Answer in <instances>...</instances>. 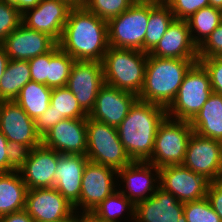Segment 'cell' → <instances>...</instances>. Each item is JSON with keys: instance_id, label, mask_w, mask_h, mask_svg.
Instances as JSON below:
<instances>
[{"instance_id": "6da1fadb", "label": "cell", "mask_w": 222, "mask_h": 222, "mask_svg": "<svg viewBox=\"0 0 222 222\" xmlns=\"http://www.w3.org/2000/svg\"><path fill=\"white\" fill-rule=\"evenodd\" d=\"M57 44L75 60L102 62L109 48L107 21L83 6L73 7Z\"/></svg>"}, {"instance_id": "7a4b0ae2", "label": "cell", "mask_w": 222, "mask_h": 222, "mask_svg": "<svg viewBox=\"0 0 222 222\" xmlns=\"http://www.w3.org/2000/svg\"><path fill=\"white\" fill-rule=\"evenodd\" d=\"M166 108L137 99L116 127L121 143L132 161H147L153 152L159 124Z\"/></svg>"}, {"instance_id": "3957f363", "label": "cell", "mask_w": 222, "mask_h": 222, "mask_svg": "<svg viewBox=\"0 0 222 222\" xmlns=\"http://www.w3.org/2000/svg\"><path fill=\"white\" fill-rule=\"evenodd\" d=\"M195 62L198 59L161 58L148 54L144 84L138 99L167 108Z\"/></svg>"}, {"instance_id": "277c9868", "label": "cell", "mask_w": 222, "mask_h": 222, "mask_svg": "<svg viewBox=\"0 0 222 222\" xmlns=\"http://www.w3.org/2000/svg\"><path fill=\"white\" fill-rule=\"evenodd\" d=\"M148 53L136 49L109 46L102 60L104 83L140 94L145 77Z\"/></svg>"}, {"instance_id": "5b68a950", "label": "cell", "mask_w": 222, "mask_h": 222, "mask_svg": "<svg viewBox=\"0 0 222 222\" xmlns=\"http://www.w3.org/2000/svg\"><path fill=\"white\" fill-rule=\"evenodd\" d=\"M212 92L207 70L199 61L195 62L185 74L173 102L166 108L167 117L190 122Z\"/></svg>"}, {"instance_id": "8992f818", "label": "cell", "mask_w": 222, "mask_h": 222, "mask_svg": "<svg viewBox=\"0 0 222 222\" xmlns=\"http://www.w3.org/2000/svg\"><path fill=\"white\" fill-rule=\"evenodd\" d=\"M87 151L89 161L119 170L132 162L120 141L117 129L87 117Z\"/></svg>"}, {"instance_id": "52a82bcc", "label": "cell", "mask_w": 222, "mask_h": 222, "mask_svg": "<svg viewBox=\"0 0 222 222\" xmlns=\"http://www.w3.org/2000/svg\"><path fill=\"white\" fill-rule=\"evenodd\" d=\"M192 133L189 121L172 120L166 116L158 126L154 149L147 161L158 168L183 164Z\"/></svg>"}, {"instance_id": "ba28073f", "label": "cell", "mask_w": 222, "mask_h": 222, "mask_svg": "<svg viewBox=\"0 0 222 222\" xmlns=\"http://www.w3.org/2000/svg\"><path fill=\"white\" fill-rule=\"evenodd\" d=\"M148 21L149 3L134 2L128 10L107 22L109 46L144 52Z\"/></svg>"}, {"instance_id": "9c48e42d", "label": "cell", "mask_w": 222, "mask_h": 222, "mask_svg": "<svg viewBox=\"0 0 222 222\" xmlns=\"http://www.w3.org/2000/svg\"><path fill=\"white\" fill-rule=\"evenodd\" d=\"M183 165L210 182L222 180V142L193 131Z\"/></svg>"}, {"instance_id": "30bf717a", "label": "cell", "mask_w": 222, "mask_h": 222, "mask_svg": "<svg viewBox=\"0 0 222 222\" xmlns=\"http://www.w3.org/2000/svg\"><path fill=\"white\" fill-rule=\"evenodd\" d=\"M160 188L171 193L180 202H190L207 196L210 181L185 167L183 164L159 168Z\"/></svg>"}, {"instance_id": "8fae6325", "label": "cell", "mask_w": 222, "mask_h": 222, "mask_svg": "<svg viewBox=\"0 0 222 222\" xmlns=\"http://www.w3.org/2000/svg\"><path fill=\"white\" fill-rule=\"evenodd\" d=\"M104 84L102 62L75 60L66 87L89 115L94 108L97 94Z\"/></svg>"}, {"instance_id": "7c38bea8", "label": "cell", "mask_w": 222, "mask_h": 222, "mask_svg": "<svg viewBox=\"0 0 222 222\" xmlns=\"http://www.w3.org/2000/svg\"><path fill=\"white\" fill-rule=\"evenodd\" d=\"M72 8L65 0H41L36 7L22 13V23L30 29L47 33L58 42Z\"/></svg>"}, {"instance_id": "4fadbf2b", "label": "cell", "mask_w": 222, "mask_h": 222, "mask_svg": "<svg viewBox=\"0 0 222 222\" xmlns=\"http://www.w3.org/2000/svg\"><path fill=\"white\" fill-rule=\"evenodd\" d=\"M117 175V170L88 161L82 175L81 192L79 202L74 209L81 207L82 211H93L102 201H104L114 191L115 182L113 176Z\"/></svg>"}, {"instance_id": "5bb4252c", "label": "cell", "mask_w": 222, "mask_h": 222, "mask_svg": "<svg viewBox=\"0 0 222 222\" xmlns=\"http://www.w3.org/2000/svg\"><path fill=\"white\" fill-rule=\"evenodd\" d=\"M87 118H66L41 138V144L60 154L86 155Z\"/></svg>"}, {"instance_id": "9a60e30c", "label": "cell", "mask_w": 222, "mask_h": 222, "mask_svg": "<svg viewBox=\"0 0 222 222\" xmlns=\"http://www.w3.org/2000/svg\"><path fill=\"white\" fill-rule=\"evenodd\" d=\"M25 210L35 222H57L77 213L54 187L29 189Z\"/></svg>"}, {"instance_id": "2e32d148", "label": "cell", "mask_w": 222, "mask_h": 222, "mask_svg": "<svg viewBox=\"0 0 222 222\" xmlns=\"http://www.w3.org/2000/svg\"><path fill=\"white\" fill-rule=\"evenodd\" d=\"M0 132L8 141L25 144L30 149L41 145L35 120L15 100L0 101Z\"/></svg>"}, {"instance_id": "e0dca14e", "label": "cell", "mask_w": 222, "mask_h": 222, "mask_svg": "<svg viewBox=\"0 0 222 222\" xmlns=\"http://www.w3.org/2000/svg\"><path fill=\"white\" fill-rule=\"evenodd\" d=\"M57 42L47 33L28 28L21 23L2 43L10 60H30L49 52Z\"/></svg>"}, {"instance_id": "ac0fdd59", "label": "cell", "mask_w": 222, "mask_h": 222, "mask_svg": "<svg viewBox=\"0 0 222 222\" xmlns=\"http://www.w3.org/2000/svg\"><path fill=\"white\" fill-rule=\"evenodd\" d=\"M137 99L138 96L134 93L104 84L100 88L94 108L88 116L116 128Z\"/></svg>"}, {"instance_id": "d6986e66", "label": "cell", "mask_w": 222, "mask_h": 222, "mask_svg": "<svg viewBox=\"0 0 222 222\" xmlns=\"http://www.w3.org/2000/svg\"><path fill=\"white\" fill-rule=\"evenodd\" d=\"M135 222H187L184 203L158 188L149 198L135 204Z\"/></svg>"}, {"instance_id": "ffe728a7", "label": "cell", "mask_w": 222, "mask_h": 222, "mask_svg": "<svg viewBox=\"0 0 222 222\" xmlns=\"http://www.w3.org/2000/svg\"><path fill=\"white\" fill-rule=\"evenodd\" d=\"M59 153L42 144L30 150L28 159L18 170L27 189L54 187Z\"/></svg>"}, {"instance_id": "44dd1931", "label": "cell", "mask_w": 222, "mask_h": 222, "mask_svg": "<svg viewBox=\"0 0 222 222\" xmlns=\"http://www.w3.org/2000/svg\"><path fill=\"white\" fill-rule=\"evenodd\" d=\"M154 170L156 177L152 172ZM152 174V175H151ZM155 178H154V177ZM120 177L126 185L125 189L120 192L125 195L134 204L145 200L152 196L160 187V171L159 168L150 164L148 161H132L130 164L117 171V178ZM158 181V182H157ZM155 185H154V183ZM157 186V187H156ZM127 192V194H126ZM150 194H146L149 193Z\"/></svg>"}, {"instance_id": "7402d4cb", "label": "cell", "mask_w": 222, "mask_h": 222, "mask_svg": "<svg viewBox=\"0 0 222 222\" xmlns=\"http://www.w3.org/2000/svg\"><path fill=\"white\" fill-rule=\"evenodd\" d=\"M151 56L174 59H198V47L193 43L187 20L174 19Z\"/></svg>"}, {"instance_id": "603a6c76", "label": "cell", "mask_w": 222, "mask_h": 222, "mask_svg": "<svg viewBox=\"0 0 222 222\" xmlns=\"http://www.w3.org/2000/svg\"><path fill=\"white\" fill-rule=\"evenodd\" d=\"M88 161L86 155L59 153L54 188L74 206L79 202L82 175Z\"/></svg>"}, {"instance_id": "cb8c5ba5", "label": "cell", "mask_w": 222, "mask_h": 222, "mask_svg": "<svg viewBox=\"0 0 222 222\" xmlns=\"http://www.w3.org/2000/svg\"><path fill=\"white\" fill-rule=\"evenodd\" d=\"M190 125L198 135L222 142V95L212 92Z\"/></svg>"}, {"instance_id": "d4e9b609", "label": "cell", "mask_w": 222, "mask_h": 222, "mask_svg": "<svg viewBox=\"0 0 222 222\" xmlns=\"http://www.w3.org/2000/svg\"><path fill=\"white\" fill-rule=\"evenodd\" d=\"M27 186L19 171L0 173V217L25 209Z\"/></svg>"}, {"instance_id": "484cf974", "label": "cell", "mask_w": 222, "mask_h": 222, "mask_svg": "<svg viewBox=\"0 0 222 222\" xmlns=\"http://www.w3.org/2000/svg\"><path fill=\"white\" fill-rule=\"evenodd\" d=\"M32 81L29 63L26 60H9L0 79V101L15 100L21 89Z\"/></svg>"}, {"instance_id": "4316f807", "label": "cell", "mask_w": 222, "mask_h": 222, "mask_svg": "<svg viewBox=\"0 0 222 222\" xmlns=\"http://www.w3.org/2000/svg\"><path fill=\"white\" fill-rule=\"evenodd\" d=\"M52 88L34 81L28 82L15 99L17 104L36 120L50 106Z\"/></svg>"}, {"instance_id": "83f0119b", "label": "cell", "mask_w": 222, "mask_h": 222, "mask_svg": "<svg viewBox=\"0 0 222 222\" xmlns=\"http://www.w3.org/2000/svg\"><path fill=\"white\" fill-rule=\"evenodd\" d=\"M175 19L170 8L164 3H149V21L144 40V52L150 53Z\"/></svg>"}, {"instance_id": "f1b7e54d", "label": "cell", "mask_w": 222, "mask_h": 222, "mask_svg": "<svg viewBox=\"0 0 222 222\" xmlns=\"http://www.w3.org/2000/svg\"><path fill=\"white\" fill-rule=\"evenodd\" d=\"M221 22L222 9L208 6L198 10L187 19L193 43L199 47ZM195 31L198 36L193 34V32L196 33Z\"/></svg>"}, {"instance_id": "f546056e", "label": "cell", "mask_w": 222, "mask_h": 222, "mask_svg": "<svg viewBox=\"0 0 222 222\" xmlns=\"http://www.w3.org/2000/svg\"><path fill=\"white\" fill-rule=\"evenodd\" d=\"M74 62L75 59L62 51L58 44H56L50 50V62L48 65L46 86L50 88L66 86Z\"/></svg>"}, {"instance_id": "4dcf8cb0", "label": "cell", "mask_w": 222, "mask_h": 222, "mask_svg": "<svg viewBox=\"0 0 222 222\" xmlns=\"http://www.w3.org/2000/svg\"><path fill=\"white\" fill-rule=\"evenodd\" d=\"M128 209L131 217L135 220V204L116 189L104 201H102L92 212L102 222H120L118 217Z\"/></svg>"}, {"instance_id": "1f68e13d", "label": "cell", "mask_w": 222, "mask_h": 222, "mask_svg": "<svg viewBox=\"0 0 222 222\" xmlns=\"http://www.w3.org/2000/svg\"><path fill=\"white\" fill-rule=\"evenodd\" d=\"M50 106L59 117L66 118H87L88 114L80 107L73 93L66 87L52 88Z\"/></svg>"}, {"instance_id": "d6a6232c", "label": "cell", "mask_w": 222, "mask_h": 222, "mask_svg": "<svg viewBox=\"0 0 222 222\" xmlns=\"http://www.w3.org/2000/svg\"><path fill=\"white\" fill-rule=\"evenodd\" d=\"M133 3V0H85L83 7L108 22L128 10Z\"/></svg>"}, {"instance_id": "836d02e7", "label": "cell", "mask_w": 222, "mask_h": 222, "mask_svg": "<svg viewBox=\"0 0 222 222\" xmlns=\"http://www.w3.org/2000/svg\"><path fill=\"white\" fill-rule=\"evenodd\" d=\"M187 222H222L207 198L184 203Z\"/></svg>"}, {"instance_id": "e575fe53", "label": "cell", "mask_w": 222, "mask_h": 222, "mask_svg": "<svg viewBox=\"0 0 222 222\" xmlns=\"http://www.w3.org/2000/svg\"><path fill=\"white\" fill-rule=\"evenodd\" d=\"M22 23V13L0 0V45L5 38Z\"/></svg>"}, {"instance_id": "d590c367", "label": "cell", "mask_w": 222, "mask_h": 222, "mask_svg": "<svg viewBox=\"0 0 222 222\" xmlns=\"http://www.w3.org/2000/svg\"><path fill=\"white\" fill-rule=\"evenodd\" d=\"M175 19L187 20L198 10L210 6L209 0H165Z\"/></svg>"}, {"instance_id": "8d00e7d4", "label": "cell", "mask_w": 222, "mask_h": 222, "mask_svg": "<svg viewBox=\"0 0 222 222\" xmlns=\"http://www.w3.org/2000/svg\"><path fill=\"white\" fill-rule=\"evenodd\" d=\"M222 56V22L198 47V58Z\"/></svg>"}, {"instance_id": "74e56055", "label": "cell", "mask_w": 222, "mask_h": 222, "mask_svg": "<svg viewBox=\"0 0 222 222\" xmlns=\"http://www.w3.org/2000/svg\"><path fill=\"white\" fill-rule=\"evenodd\" d=\"M207 70L213 93L222 95V56L198 58Z\"/></svg>"}, {"instance_id": "f35d334b", "label": "cell", "mask_w": 222, "mask_h": 222, "mask_svg": "<svg viewBox=\"0 0 222 222\" xmlns=\"http://www.w3.org/2000/svg\"><path fill=\"white\" fill-rule=\"evenodd\" d=\"M49 62L50 51L28 60L32 81L46 85Z\"/></svg>"}, {"instance_id": "ab89813d", "label": "cell", "mask_w": 222, "mask_h": 222, "mask_svg": "<svg viewBox=\"0 0 222 222\" xmlns=\"http://www.w3.org/2000/svg\"><path fill=\"white\" fill-rule=\"evenodd\" d=\"M30 148L22 143L15 141H8L7 144V156L8 164L15 170L18 171L24 162L28 159Z\"/></svg>"}, {"instance_id": "60d3db41", "label": "cell", "mask_w": 222, "mask_h": 222, "mask_svg": "<svg viewBox=\"0 0 222 222\" xmlns=\"http://www.w3.org/2000/svg\"><path fill=\"white\" fill-rule=\"evenodd\" d=\"M63 119V117H59L57 112L52 109V106H49L48 109L35 120L37 134L42 138L52 127Z\"/></svg>"}, {"instance_id": "b9f144b4", "label": "cell", "mask_w": 222, "mask_h": 222, "mask_svg": "<svg viewBox=\"0 0 222 222\" xmlns=\"http://www.w3.org/2000/svg\"><path fill=\"white\" fill-rule=\"evenodd\" d=\"M206 198L222 221V180L209 183Z\"/></svg>"}, {"instance_id": "7bdbcfd3", "label": "cell", "mask_w": 222, "mask_h": 222, "mask_svg": "<svg viewBox=\"0 0 222 222\" xmlns=\"http://www.w3.org/2000/svg\"><path fill=\"white\" fill-rule=\"evenodd\" d=\"M8 140L5 136L0 132V173L1 172H12L15 171L8 164V156L6 153Z\"/></svg>"}, {"instance_id": "ee69618b", "label": "cell", "mask_w": 222, "mask_h": 222, "mask_svg": "<svg viewBox=\"0 0 222 222\" xmlns=\"http://www.w3.org/2000/svg\"><path fill=\"white\" fill-rule=\"evenodd\" d=\"M0 222H35L27 213V211L21 210L18 212H13L11 214H6L0 217Z\"/></svg>"}, {"instance_id": "f6af8a7d", "label": "cell", "mask_w": 222, "mask_h": 222, "mask_svg": "<svg viewBox=\"0 0 222 222\" xmlns=\"http://www.w3.org/2000/svg\"><path fill=\"white\" fill-rule=\"evenodd\" d=\"M83 213L81 216L74 215V222H102L92 211H84Z\"/></svg>"}, {"instance_id": "bcb514c9", "label": "cell", "mask_w": 222, "mask_h": 222, "mask_svg": "<svg viewBox=\"0 0 222 222\" xmlns=\"http://www.w3.org/2000/svg\"><path fill=\"white\" fill-rule=\"evenodd\" d=\"M9 57L6 54V50L0 45V79L4 74L6 66L9 62Z\"/></svg>"}, {"instance_id": "7dc6e473", "label": "cell", "mask_w": 222, "mask_h": 222, "mask_svg": "<svg viewBox=\"0 0 222 222\" xmlns=\"http://www.w3.org/2000/svg\"><path fill=\"white\" fill-rule=\"evenodd\" d=\"M41 0H20V12L24 13L27 9L36 7Z\"/></svg>"}, {"instance_id": "c3c4849f", "label": "cell", "mask_w": 222, "mask_h": 222, "mask_svg": "<svg viewBox=\"0 0 222 222\" xmlns=\"http://www.w3.org/2000/svg\"><path fill=\"white\" fill-rule=\"evenodd\" d=\"M10 6L16 7L20 11V0H2Z\"/></svg>"}, {"instance_id": "681fc988", "label": "cell", "mask_w": 222, "mask_h": 222, "mask_svg": "<svg viewBox=\"0 0 222 222\" xmlns=\"http://www.w3.org/2000/svg\"><path fill=\"white\" fill-rule=\"evenodd\" d=\"M209 4L212 7L222 9V0H209Z\"/></svg>"}, {"instance_id": "f907efd6", "label": "cell", "mask_w": 222, "mask_h": 222, "mask_svg": "<svg viewBox=\"0 0 222 222\" xmlns=\"http://www.w3.org/2000/svg\"><path fill=\"white\" fill-rule=\"evenodd\" d=\"M67 2H69L73 7L76 6H83L85 0H65Z\"/></svg>"}, {"instance_id": "816d5d0a", "label": "cell", "mask_w": 222, "mask_h": 222, "mask_svg": "<svg viewBox=\"0 0 222 222\" xmlns=\"http://www.w3.org/2000/svg\"><path fill=\"white\" fill-rule=\"evenodd\" d=\"M133 1L137 3H162L165 0H133Z\"/></svg>"}, {"instance_id": "f5cc1de1", "label": "cell", "mask_w": 222, "mask_h": 222, "mask_svg": "<svg viewBox=\"0 0 222 222\" xmlns=\"http://www.w3.org/2000/svg\"><path fill=\"white\" fill-rule=\"evenodd\" d=\"M57 222H74V213L70 216V217H67L61 221H57Z\"/></svg>"}]
</instances>
